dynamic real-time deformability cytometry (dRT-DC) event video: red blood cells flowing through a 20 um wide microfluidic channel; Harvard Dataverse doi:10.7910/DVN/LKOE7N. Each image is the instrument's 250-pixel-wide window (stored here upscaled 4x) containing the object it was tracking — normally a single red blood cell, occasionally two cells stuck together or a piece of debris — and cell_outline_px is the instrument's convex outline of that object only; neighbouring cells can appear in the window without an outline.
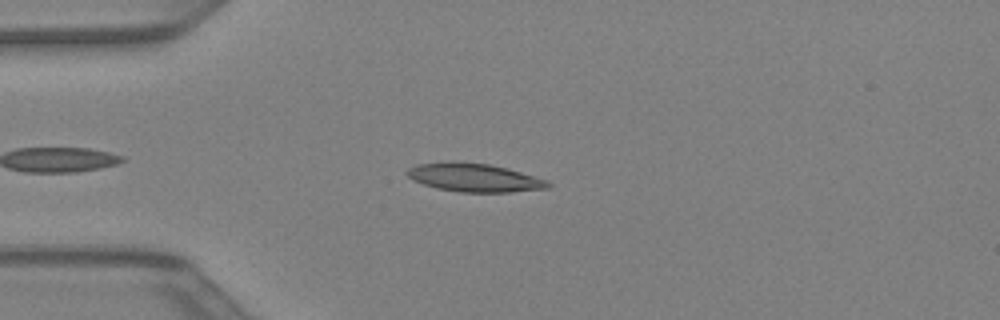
{"species": "Egyptian fruit bat (a non-hibernating species)", "species_latin": "Rousettus aegyptiacus", "temperature_condition": "warm", "stored_images_in_passage": 35, "camera_frame_rate_fps": 3000, "um_per_image_px": 0.085, "animal": {"sex": "female"}, "frame": {"image": 1, "passage_image": 6, "time_ms": 1.667, "image_size_px": [1000, 320], "cell_outline_px": [[552, 184], [548, 188], [512, 192], [460, 192], [436, 188], [412, 180], [404, 172], [408, 168], [416, 164], [452, 160], [488, 164], [508, 168], [548, 180]], "centroid_in_image_um": [40.29, 15.08], "position_along_channel_um": 44.7, "area_um2": 23.64}}
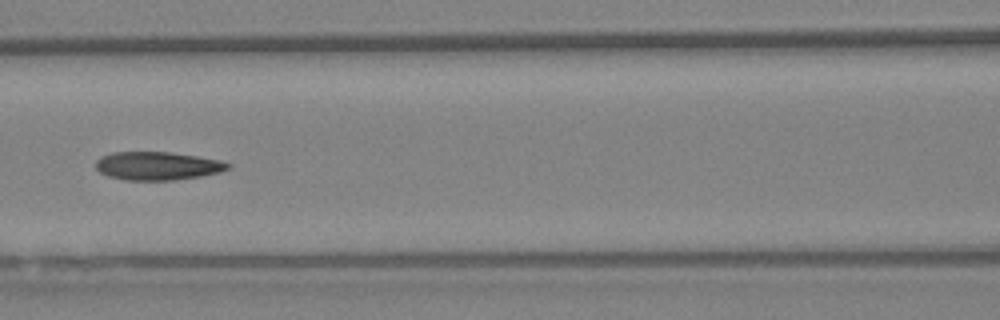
{"frame": {"image": 2, "passage_image": 14, "time_ms": 4.333, "image_size_px": [1000, 320], "cell_outline_px": [[232, 164], [228, 168], [220, 172], [200, 176], [176, 180], [124, 180], [108, 176], [100, 172], [96, 168], [96, 160], [100, 156], [112, 152], [168, 152], [196, 156], [216, 160]], "centroid_in_image_um": [13.33, 14.1], "position_along_channel_um": 153.3, "area_um2": 21.68}}
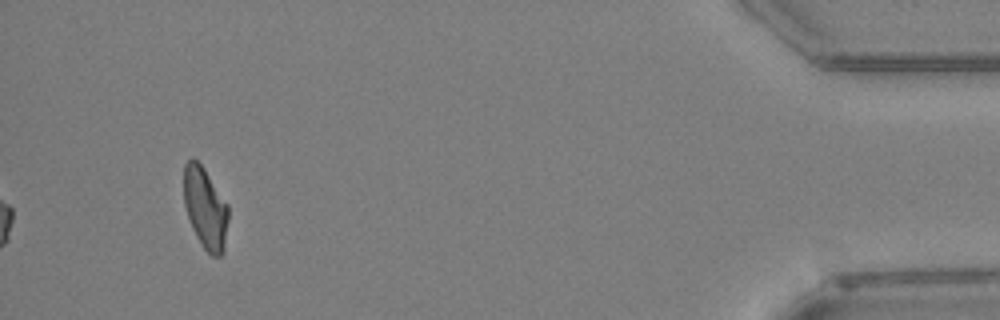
{"frame": {"image": 3, "passage_image": 35, "time_ms": 11.333, "image_size_px": [1000, 320], "cell_outline_px": [[228, 220], [224, 252], [220, 256], [212, 256], [204, 248], [196, 236], [192, 228], [184, 204], [184, 164], [192, 156], [204, 168], [228, 204]], "centroid_in_image_um": [17.46, 17.68], "position_along_channel_um": 417.7, "area_um2": 21.15}}